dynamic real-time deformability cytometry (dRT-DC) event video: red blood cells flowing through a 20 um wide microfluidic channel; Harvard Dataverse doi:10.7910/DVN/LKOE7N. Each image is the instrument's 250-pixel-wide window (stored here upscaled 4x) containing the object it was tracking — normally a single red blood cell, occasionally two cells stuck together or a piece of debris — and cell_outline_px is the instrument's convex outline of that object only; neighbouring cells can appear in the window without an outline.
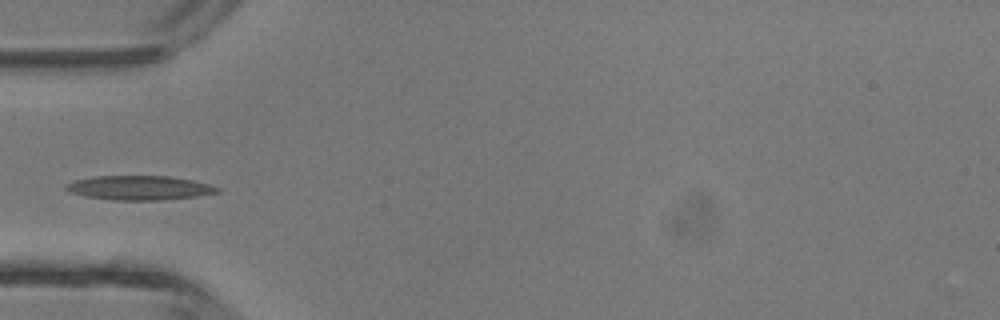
{"species": "common noctule bat (a hibernating species)", "species_latin": "Nyctalus noctula", "temperature_condition": "room temperature", "stored_images_in_passage": 4, "camera_frame_rate_fps": 3000, "um_per_image_px": 0.085, "animal": {"sex": "male", "body_mass_g": 13.3}, "frame": {"image": 1, "passage_image": 4, "time_ms": 3.667, "image_size_px": [1000, 320], "cell_outline_px": [[220, 192], [196, 196], [160, 200], [112, 200], [88, 196], [72, 192], [64, 188], [64, 184], [72, 180], [96, 176], [168, 176], [192, 180], [208, 184], [220, 188]], "centroid_in_image_um": [11.83, 15.96], "position_along_channel_um": 73.2, "area_um2": 21.27}}